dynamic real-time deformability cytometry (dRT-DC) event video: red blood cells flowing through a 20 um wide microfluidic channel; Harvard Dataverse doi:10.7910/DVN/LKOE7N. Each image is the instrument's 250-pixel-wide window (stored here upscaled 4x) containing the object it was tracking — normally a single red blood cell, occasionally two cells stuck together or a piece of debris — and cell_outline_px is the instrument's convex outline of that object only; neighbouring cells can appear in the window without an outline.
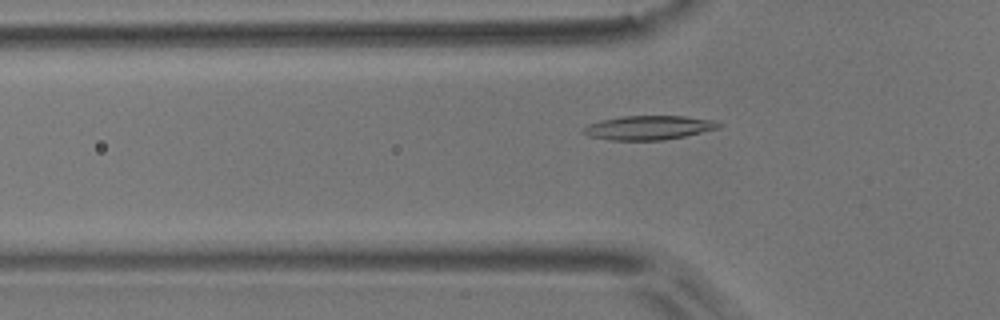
{"species": "common noctule bat (a hibernating species)", "species_latin": "Nyctalus noctula", "temperature_condition": "room temperature", "stored_images_in_passage": 54, "camera_frame_rate_fps": 3000, "um_per_image_px": 0.085, "animal": {"sex": "male", "body_mass_g": 17.9}, "frame": {"image": 1, "passage_image": 17, "time_ms": 5.333, "image_size_px": [1000, 320], "cell_outline_px": [[724, 124], [720, 128], [684, 136], [664, 140], [612, 140], [588, 136], [580, 132], [580, 128], [588, 124], [600, 120], [620, 116], [684, 116], [716, 120]], "centroid_in_image_um": [55.12, 10.84], "position_along_channel_um": 70.7, "area_um2": 19.31}}
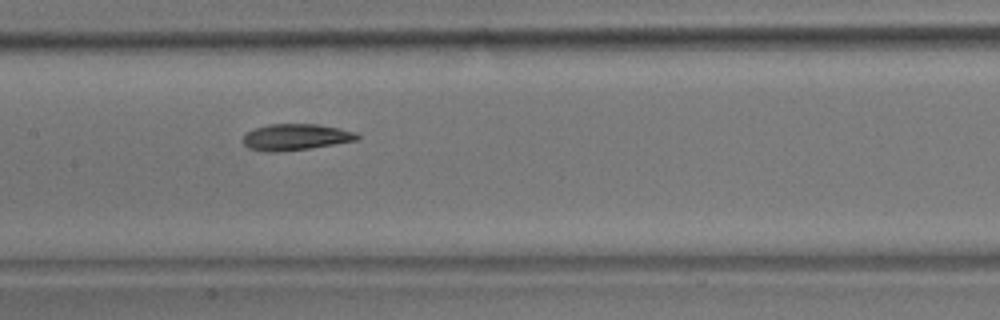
{"frame": {"image": 2, "passage_image": 26, "time_ms": 8.333, "image_size_px": [1000, 320], "cell_outline_px": [[360, 136], [356, 140], [308, 148], [276, 152], [268, 152], [248, 148], [240, 140], [248, 132], [256, 128], [268, 124], [316, 124], [356, 132]], "centroid_in_image_um": [25.08, 11.65], "position_along_channel_um": 182.3, "area_um2": 17.22}}
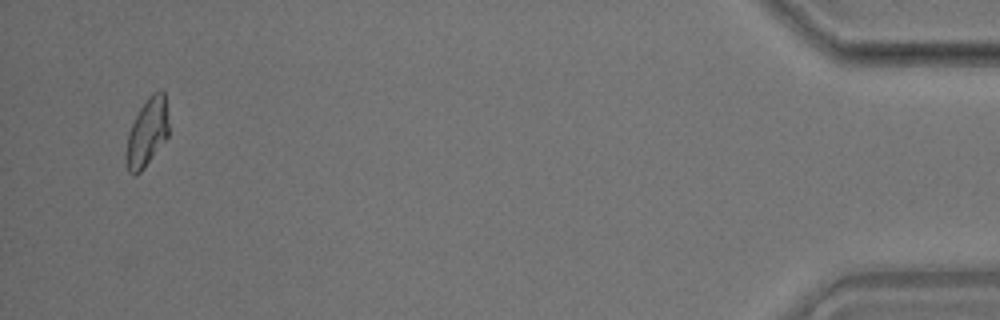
{"frame": {"image": 3, "passage_image": 52, "time_ms": 17.0, "image_size_px": [1000, 320], "cell_outline_px": [[168, 136], [144, 168], [136, 176], [132, 176], [128, 172], [124, 156], [128, 132], [140, 108], [148, 96], [152, 92], [160, 88], [164, 92], [168, 124]], "centroid_in_image_um": [12.47, 11.28], "position_along_channel_um": 422.7, "area_um2": 17.05}, "authors_computed_cell_mechanics": {"area_um2": 17.629, "velocity_mm_per_s": 3.6925, "shape_relaxation_time_tau1_ms": 5.5737, "shape_relaxation_time_tau2_ms": 3.9412, "deformation_change_tau1": 0.1496, "deformation_change_tau2": 0.0876}}